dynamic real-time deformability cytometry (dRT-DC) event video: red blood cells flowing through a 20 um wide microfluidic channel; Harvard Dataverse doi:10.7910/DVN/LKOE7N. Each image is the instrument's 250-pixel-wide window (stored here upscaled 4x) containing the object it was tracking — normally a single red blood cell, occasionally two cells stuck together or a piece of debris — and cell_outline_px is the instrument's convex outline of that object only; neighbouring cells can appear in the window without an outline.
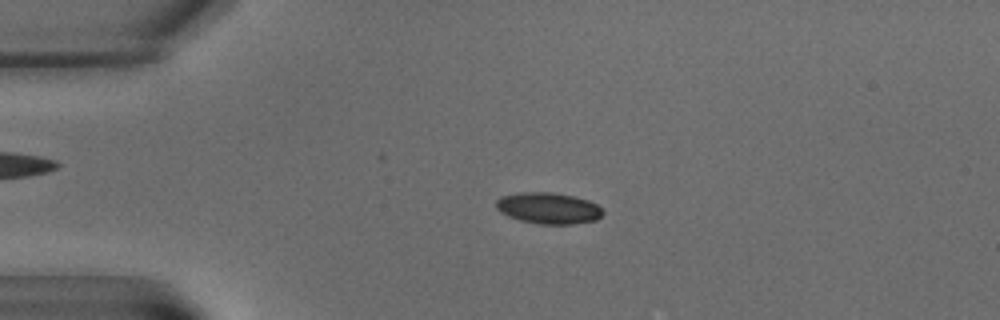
{"species": "common noctule bat (a hibernating species)", "species_latin": "Nyctalus noctula", "temperature_condition": "warm", "stored_images_in_passage": 5, "camera_frame_rate_fps": 3000, "um_per_image_px": 0.085, "animal": {"sex": "male", "body_mass_g": 15.6}, "frame": {"image": 1, "passage_image": 4, "time_ms": 4.667, "image_size_px": [1000, 320], "cell_outline_px": [[604, 212], [596, 220], [572, 224], [540, 224], [520, 220], [508, 216], [500, 212], [496, 208], [496, 200], [500, 196], [520, 192], [552, 192], [572, 196], [588, 200], [596, 204]], "centroid_in_image_um": [46.58, 17.69], "position_along_channel_um": 38.4, "area_um2": 19.42}}